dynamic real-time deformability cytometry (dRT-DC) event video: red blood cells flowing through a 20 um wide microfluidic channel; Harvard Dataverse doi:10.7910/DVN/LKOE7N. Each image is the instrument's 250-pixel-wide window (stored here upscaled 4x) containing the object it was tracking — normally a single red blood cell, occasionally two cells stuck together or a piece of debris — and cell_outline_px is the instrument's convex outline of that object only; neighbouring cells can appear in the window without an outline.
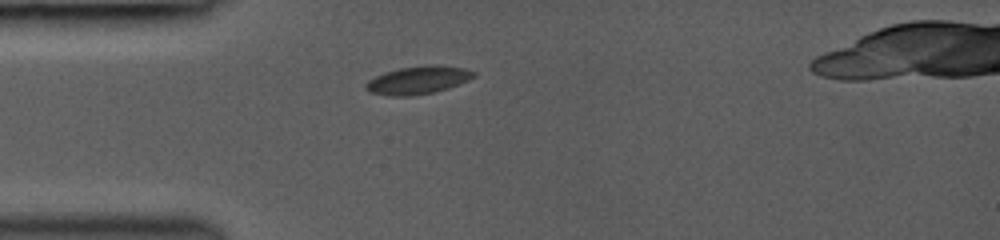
{"species": "common noctule bat (a hibernating species)", "species_latin": "Nyctalus noctula", "temperature_condition": "room temperature", "stored_images_in_passage": 15, "camera_frame_rate_fps": 3000, "um_per_image_px": 0.085, "animal": {"sex": "female", "body_mass_g": 19.0, "forearm_length_mm": 53.3}, "frame": {"image": 1, "passage_image": 1, "time_ms": 0.0, "image_size_px": [1000, 240], "cell_outline_px": [[476, 76], [468, 80], [448, 88], [436, 92], [412, 96], [392, 96], [368, 92], [364, 88], [364, 84], [368, 80], [384, 72], [400, 68], [432, 64], [436, 64], [464, 68], [476, 72]], "centroid_in_image_um": [35.52, 6.81], "position_along_channel_um": 49.5, "area_um2": 17.74}}
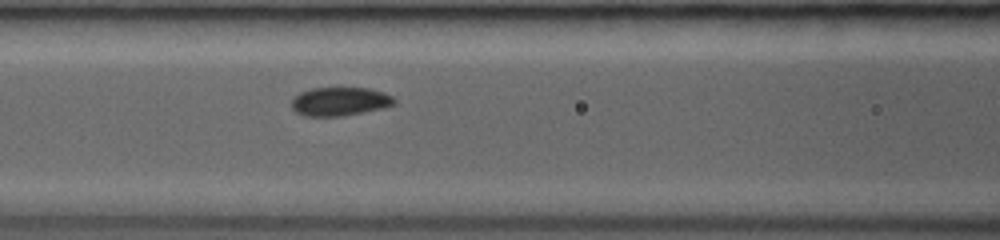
{"frame": {"image": 2, "passage_image": 10, "time_ms": 2.333, "image_size_px": [1000, 240], "cell_outline_px": [[396, 104], [384, 108], [344, 116], [304, 116], [296, 112], [292, 108], [292, 96], [300, 92], [312, 88], [368, 88], [384, 92], [392, 96], [396, 100]], "centroid_in_image_um": [28.89, 8.63], "position_along_channel_um": 137.7, "area_um2": 17.34}}
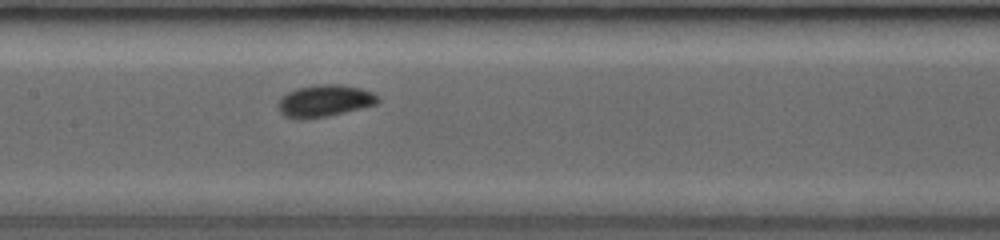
{"frame": {"image": 3, "passage_image": 13, "time_ms": 3.333, "image_size_px": [1000, 240], "cell_outline_px": [[380, 100], [376, 104], [328, 116], [304, 120], [296, 120], [284, 116], [280, 112], [280, 96], [296, 88], [316, 84], [336, 84], [360, 88], [372, 92], [380, 96]], "centroid_in_image_um": [27.58, 8.58], "position_along_channel_um": 179.8, "area_um2": 18.67}}